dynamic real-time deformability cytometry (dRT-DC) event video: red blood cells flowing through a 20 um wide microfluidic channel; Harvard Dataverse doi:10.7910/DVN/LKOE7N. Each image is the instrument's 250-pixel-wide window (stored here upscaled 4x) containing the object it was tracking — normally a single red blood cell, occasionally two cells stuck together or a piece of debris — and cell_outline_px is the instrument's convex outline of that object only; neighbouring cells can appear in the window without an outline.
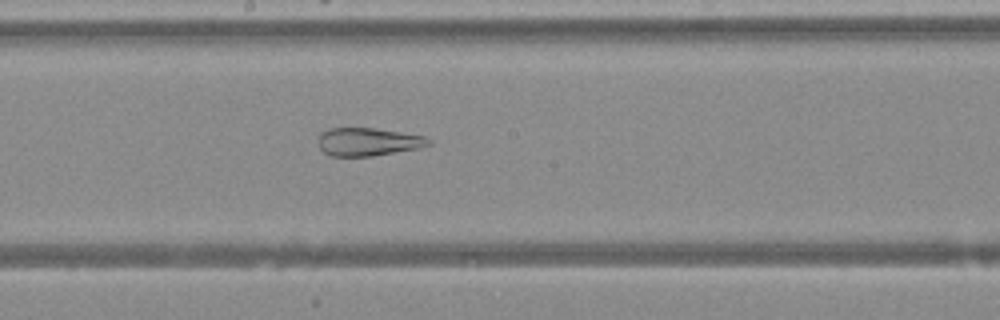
{"species": "Egyptian fruit bat (a non-hibernating species)", "species_latin": "Rousettus aegyptiacus", "temperature_condition": "warm", "stored_images_in_passage": 41, "camera_frame_rate_fps": 3000, "um_per_image_px": 0.085, "animal": {"sex": "female"}, "frame": {"image": 1, "passage_image": 19, "time_ms": 6.0, "image_size_px": [1000, 320], "cell_outline_px": [[432, 144], [420, 148], [372, 156], [332, 156], [324, 152], [320, 148], [316, 140], [320, 132], [328, 128], [372, 128], [400, 132], [424, 136], [432, 140]], "centroid_in_image_um": [31.26, 12.05], "position_along_channel_um": 216.9, "area_um2": 18.21}}
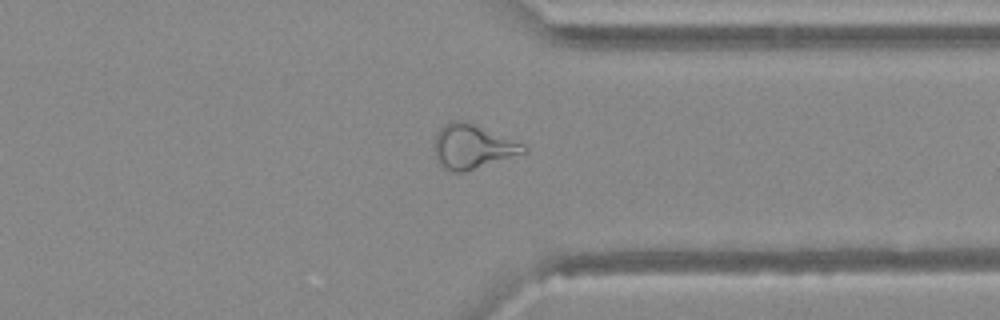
{"frame": {"image": 2, "passage_image": 30, "time_ms": 9.667, "image_size_px": [1000, 320], "cell_outline_px": [[528, 152], [464, 172], [452, 172], [444, 168], [436, 160], [432, 148], [436, 132], [448, 120], [468, 120], [524, 144], [528, 148]], "centroid_in_image_um": [40.13, 12.43], "position_along_channel_um": 371.3, "area_um2": 23.64}}
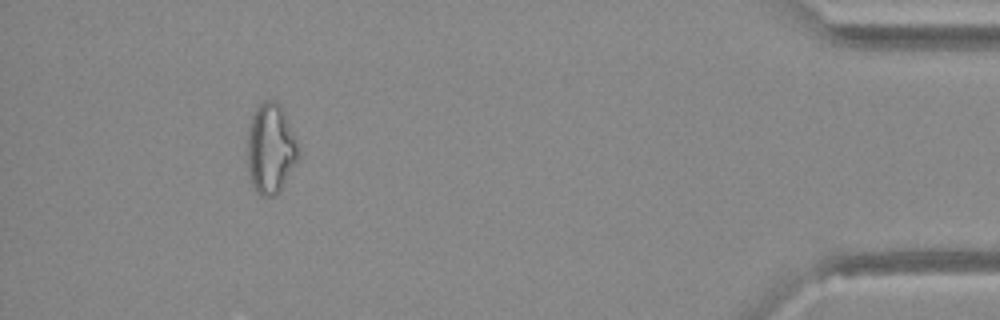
{"frame": {"image": 3, "passage_image": 37, "time_ms": 12.0, "image_size_px": [1000, 320], "cell_outline_px": [[300, 156], [280, 192], [276, 196], [264, 196], [256, 192], [252, 188], [248, 168], [248, 128], [252, 116], [256, 108], [264, 100], [276, 100], [280, 104], [284, 112], [296, 144]], "centroid_in_image_um": [22.99, 12.67], "position_along_channel_um": 412.2, "area_um2": 26.65}}